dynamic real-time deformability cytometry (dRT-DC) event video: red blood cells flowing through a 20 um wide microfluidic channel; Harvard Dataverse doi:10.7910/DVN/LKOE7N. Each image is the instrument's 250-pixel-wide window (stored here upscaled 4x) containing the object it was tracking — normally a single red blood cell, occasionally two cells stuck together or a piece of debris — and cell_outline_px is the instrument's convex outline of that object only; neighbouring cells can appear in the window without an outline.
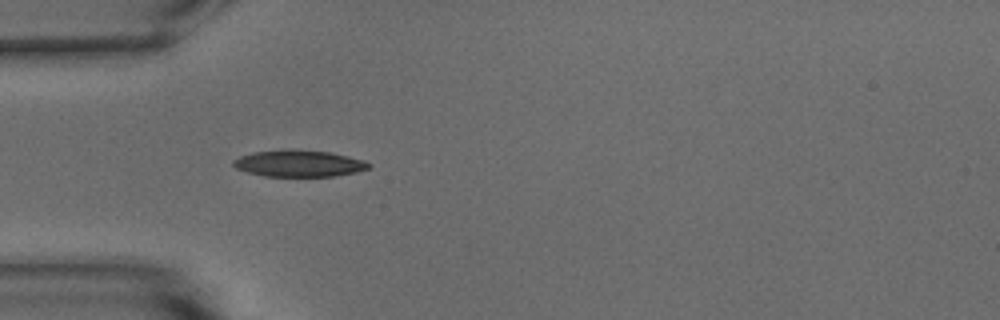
{"species": "common noctule bat (a hibernating species)", "species_latin": "Nyctalus noctula", "temperature_condition": "warm", "stored_images_in_passage": 9, "camera_frame_rate_fps": 3000, "um_per_image_px": 0.085, "animal": {"sex": "male", "body_mass_g": 15.6}, "frame": {"image": 1, "passage_image": 6, "time_ms": 1.667, "image_size_px": [1000, 320], "cell_outline_px": [[372, 168], [356, 172], [336, 176], [264, 176], [248, 172], [236, 168], [232, 164], [232, 160], [240, 156], [252, 152], [288, 148], [292, 148], [328, 152], [348, 156], [364, 160], [372, 164]], "centroid_in_image_um": [25.42, 13.88], "position_along_channel_um": 59.6, "area_um2": 21.33}}